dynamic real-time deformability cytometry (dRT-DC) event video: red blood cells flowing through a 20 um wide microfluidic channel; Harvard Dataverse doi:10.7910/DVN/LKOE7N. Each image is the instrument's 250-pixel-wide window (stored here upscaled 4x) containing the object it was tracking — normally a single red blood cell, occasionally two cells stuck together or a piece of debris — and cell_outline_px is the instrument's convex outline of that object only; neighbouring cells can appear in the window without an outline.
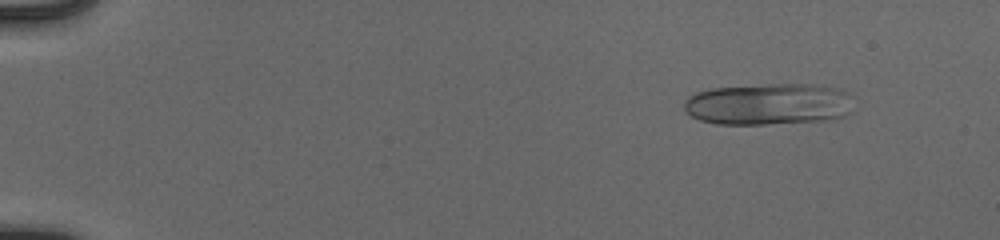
{"species": "human", "species_latin": "Homo sapiens", "temperature_condition": "cold", "stored_images_in_passage": 53, "camera_frame_rate_fps": 3000, "um_per_image_px": 0.085, "donor": {"sex": "male"}, "frame": {"image": 1, "passage_image": 6, "time_ms": 1.667, "image_size_px": [1000, 240], "cell_outline_px": [[852, 112], [844, 116], [824, 120], [764, 124], [716, 124], [700, 120], [692, 116], [684, 108], [684, 100], [688, 96], [696, 92], [712, 88], [768, 84], [824, 84], [840, 88], [848, 92]], "centroid_in_image_um": [65.34, 8.83], "position_along_channel_um": 19.7, "area_um2": 41.38}}
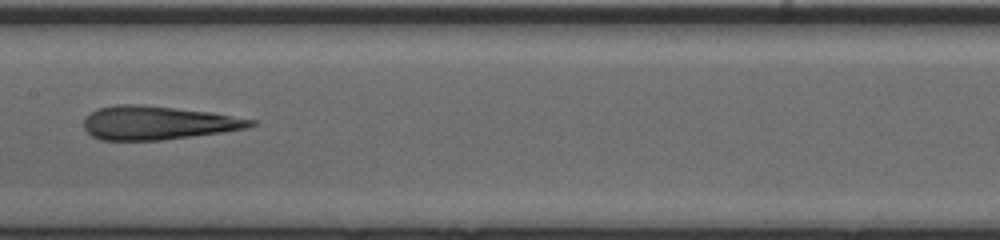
{"frame": {"image": 2, "passage_image": 29, "time_ms": 9.333, "image_size_px": [1000, 240], "cell_outline_px": [[256, 124], [248, 128], [192, 136], [160, 140], [100, 140], [92, 136], [84, 128], [84, 120], [96, 108], [116, 104], [140, 104], [212, 112], [256, 120]], "centroid_in_image_um": [13.4, 10.43], "position_along_channel_um": 194.0, "area_um2": 32.6}}
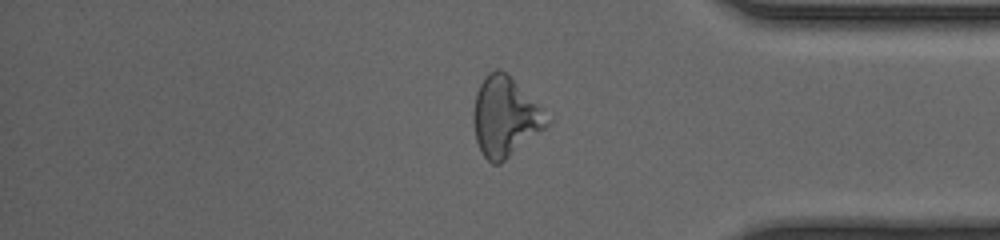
{"frame": {"image": 3, "passage_image": 45, "time_ms": 14.667, "image_size_px": [1000, 240], "cell_outline_px": [[552, 120], [544, 128], [500, 164], [492, 164], [484, 156], [476, 140], [472, 120], [472, 112], [476, 92], [484, 76], [488, 72], [496, 68], [500, 68], [508, 72]], "centroid_in_image_um": [42.9, 9.88], "position_along_channel_um": 392.3, "area_um2": 34.1}, "authors_computed_cell_mechanics": {"area_um2": 34.102, "velocity_mm_per_s": 3.9654, "shape_relaxation_time_tau1_ms": null, "shape_relaxation_time_tau2_ms": 3.168, "deformation_change_tau1": null, "deformation_change_tau2": 0.1387}}